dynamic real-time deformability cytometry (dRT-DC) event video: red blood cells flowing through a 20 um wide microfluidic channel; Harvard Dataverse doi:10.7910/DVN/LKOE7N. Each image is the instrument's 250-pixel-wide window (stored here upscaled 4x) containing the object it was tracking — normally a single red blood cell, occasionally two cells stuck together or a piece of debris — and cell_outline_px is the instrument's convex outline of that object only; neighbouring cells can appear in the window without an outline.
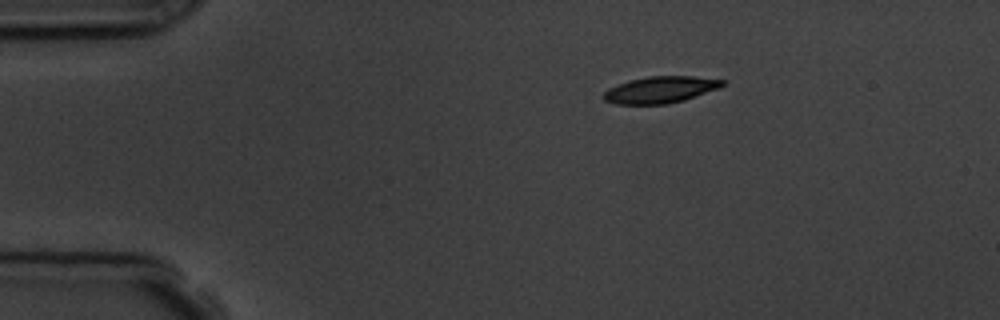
{"species": "common noctule bat (a hibernating species)", "species_latin": "Nyctalus noctula", "temperature_condition": "room temperature", "stored_images_in_passage": 4, "camera_frame_rate_fps": 3000, "um_per_image_px": 0.085, "animal": {"sex": "male", "body_mass_g": 19.5, "forearm_length_mm": 54.6}, "frame": {"image": 1, "passage_image": 1, "time_ms": 0.0, "image_size_px": [1000, 320], "cell_outline_px": [[728, 80], [720, 88], [684, 100], [668, 104], [616, 104], [604, 100], [604, 92], [608, 88], [632, 80], [648, 76], [692, 76]], "centroid_in_image_um": [56.19, 7.62], "position_along_channel_um": 28.8, "area_um2": 18.38}}
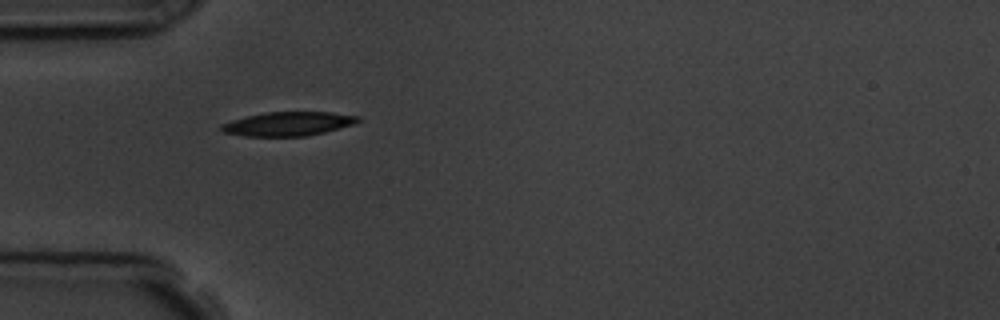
{"frame": {"image": 2, "passage_image": 3, "time_ms": 2.333, "image_size_px": [1000, 320], "cell_outline_px": [[360, 120], [356, 124], [308, 136], [244, 136], [224, 132], [220, 128], [220, 124], [232, 120], [264, 112], [332, 112], [360, 116]], "centroid_in_image_um": [24.53, 10.52], "position_along_channel_um": 60.5, "area_um2": 19.13}}